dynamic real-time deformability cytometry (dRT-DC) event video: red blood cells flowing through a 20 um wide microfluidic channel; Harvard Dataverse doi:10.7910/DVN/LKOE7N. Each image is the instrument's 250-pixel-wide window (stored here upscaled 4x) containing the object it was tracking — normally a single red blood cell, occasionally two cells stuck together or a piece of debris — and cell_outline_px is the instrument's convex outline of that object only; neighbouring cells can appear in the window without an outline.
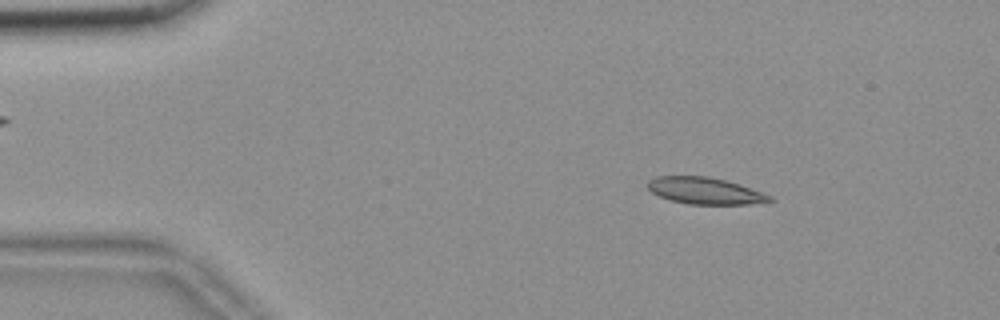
{"species": "common noctule bat (a hibernating species)", "species_latin": "Nyctalus noctula", "temperature_condition": "room temperature", "stored_images_in_passage": 52, "camera_frame_rate_fps": 3000, "um_per_image_px": 0.085, "animal": {"sex": "female", "body_mass_g": 18.4}, "frame": {"image": 1, "passage_image": 5, "time_ms": 1.333, "image_size_px": [1000, 320], "cell_outline_px": [[776, 200], [748, 204], [688, 204], [672, 200], [660, 196], [652, 192], [648, 188], [648, 180], [656, 176], [708, 176], [724, 180], [772, 196]], "centroid_in_image_um": [59.89, 16.21], "position_along_channel_um": 25.1, "area_um2": 18.61}}
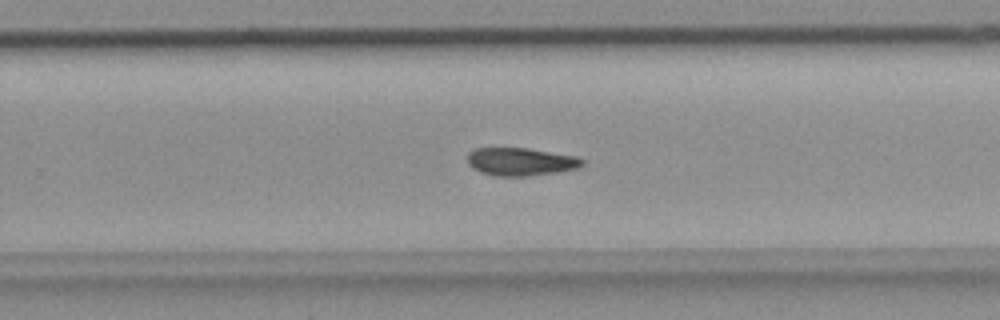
{"frame": {"image": 2, "passage_image": 32, "time_ms": 10.333, "image_size_px": [1000, 320], "cell_outline_px": [[584, 164], [580, 168], [556, 172], [528, 176], [496, 176], [480, 172], [472, 168], [468, 164], [468, 152], [476, 148], [528, 148], [576, 156], [584, 160]], "centroid_in_image_um": [44.26, 13.74], "position_along_channel_um": 285.5, "area_um2": 18.79}}
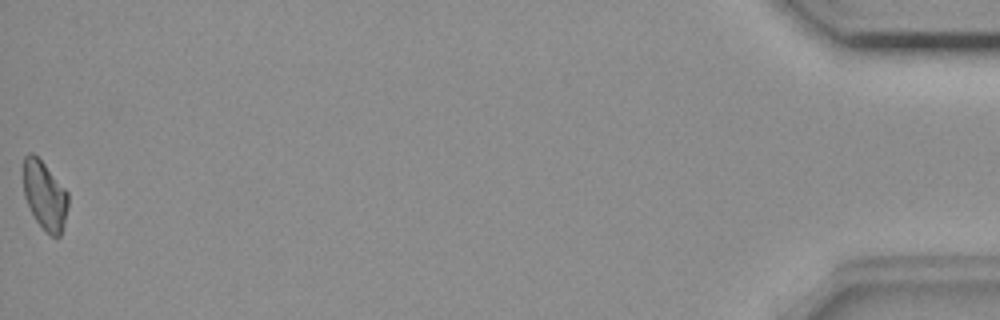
{"frame": {"image": 3, "passage_image": 52, "time_ms": 17.0, "image_size_px": [1000, 320], "cell_outline_px": [[68, 204], [60, 236], [52, 236], [36, 220], [24, 196], [24, 156], [28, 152], [32, 152], [44, 164], [68, 192]], "centroid_in_image_um": [3.8, 16.58], "position_along_channel_um": 431.4, "area_um2": 17.34}}